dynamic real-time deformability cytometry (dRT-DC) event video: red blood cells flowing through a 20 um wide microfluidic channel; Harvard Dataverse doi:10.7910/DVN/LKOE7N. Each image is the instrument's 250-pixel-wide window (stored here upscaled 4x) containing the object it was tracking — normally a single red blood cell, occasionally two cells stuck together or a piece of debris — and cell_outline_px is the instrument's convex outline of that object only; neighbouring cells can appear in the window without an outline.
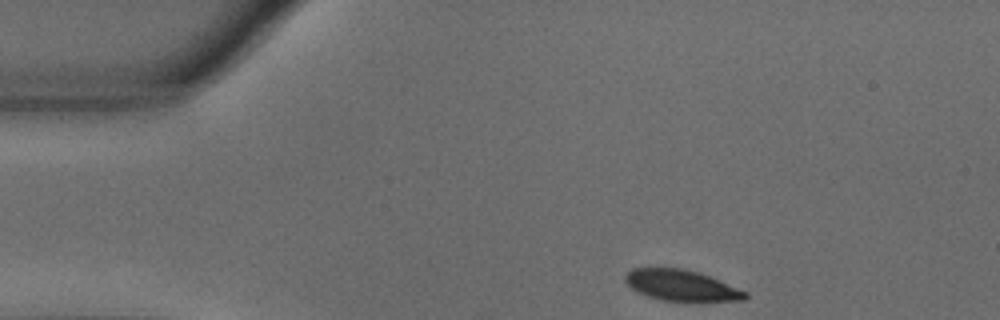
{"species": "common noctule bat (a hibernating species)", "species_latin": "Nyctalus noctula", "temperature_condition": "warm", "stored_images_in_passage": 47, "camera_frame_rate_fps": 3000, "um_per_image_px": 0.085, "animal": {"sex": "male", "body_mass_g": 18.8}, "frame": {"image": 1, "passage_image": 1, "time_ms": 0.0, "image_size_px": [1000, 320], "cell_outline_px": [[748, 296], [744, 300], [660, 300], [636, 292], [624, 280], [624, 276], [632, 268], [684, 268], [700, 272], [748, 292]], "centroid_in_image_um": [57.89, 24.23], "position_along_channel_um": 27.1, "area_um2": 21.39}}
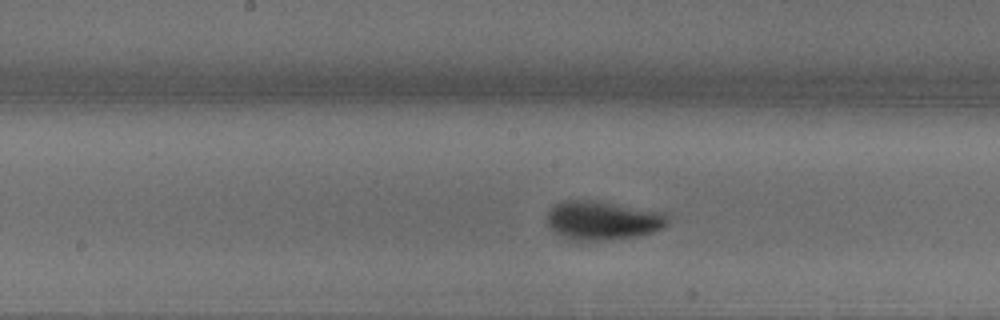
{"frame": {"image": 2, "passage_image": 20, "time_ms": 6.333, "image_size_px": [1000, 320], "cell_outline_px": [[668, 224], [664, 228], [652, 232], [636, 236], [608, 240], [564, 240], [552, 232], [548, 224], [548, 212], [560, 200], [600, 200], [664, 212], [668, 220]], "centroid_in_image_um": [51.2, 18.73], "position_along_channel_um": 197.0, "area_um2": 27.86}}
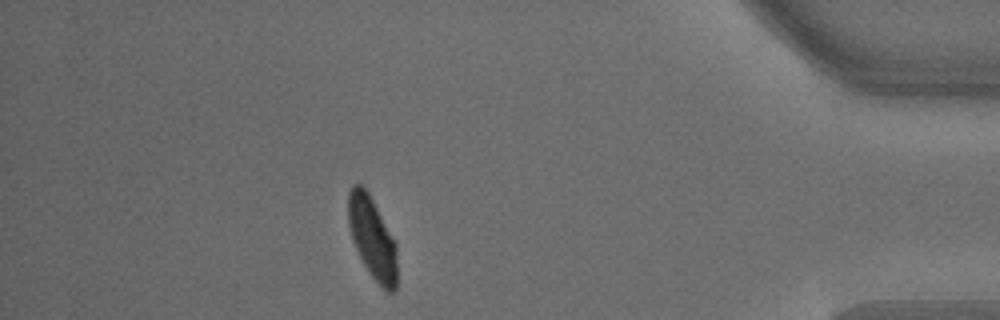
{"frame": {"image": 3, "passage_image": 41, "time_ms": 13.333, "image_size_px": [1000, 320], "cell_outline_px": [[396, 288], [392, 292], [388, 292], [368, 272], [352, 240], [348, 224], [348, 192], [352, 184], [360, 184], [368, 192], [396, 240]], "centroid_in_image_um": [31.64, 20.18], "position_along_channel_um": 403.6, "area_um2": 23.24}, "authors_computed_cell_mechanics": {"area_um2": 25.143, "velocity_mm_per_s": 3.6067, "shape_relaxation_time_tau1_ms": 3.2461, "shape_relaxation_time_tau2_ms": null, "deformation_change_tau1": 0.1517, "deformation_change_tau2": null}}